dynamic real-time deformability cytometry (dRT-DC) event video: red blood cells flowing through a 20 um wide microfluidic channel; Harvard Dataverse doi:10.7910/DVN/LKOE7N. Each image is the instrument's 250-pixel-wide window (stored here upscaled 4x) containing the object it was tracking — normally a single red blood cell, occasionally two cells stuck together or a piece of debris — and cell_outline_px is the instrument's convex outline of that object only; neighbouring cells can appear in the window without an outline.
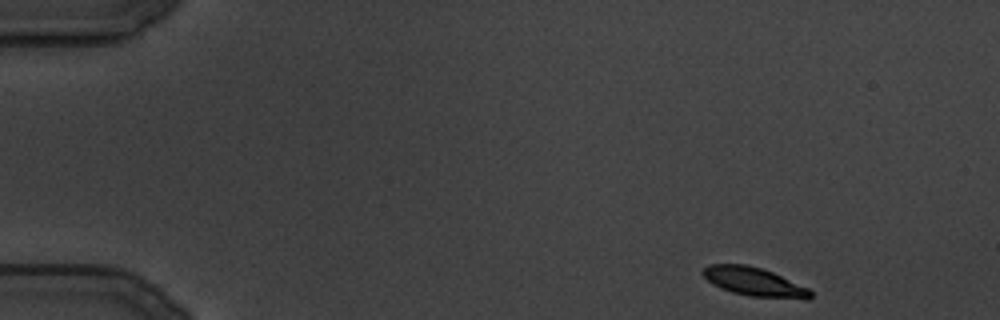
{"species": "common noctule bat (a hibernating species)", "species_latin": "Nyctalus noctula", "temperature_condition": "cold", "stored_images_in_passage": 28, "camera_frame_rate_fps": 3000, "um_per_image_px": 0.085, "animal": {"sex": "male", "body_mass_g": 19.5, "forearm_length_mm": 54.6}, "frame": {"image": 1, "passage_image": 1, "time_ms": 0.0, "image_size_px": [1000, 320], "cell_outline_px": [[812, 296], [808, 300], [804, 300], [748, 296], [732, 292], [720, 288], [712, 284], [700, 272], [708, 264], [748, 264], [772, 272], [808, 288], [812, 292]], "centroid_in_image_um": [64.11, 23.97], "position_along_channel_um": 20.9, "area_um2": 18.15}}
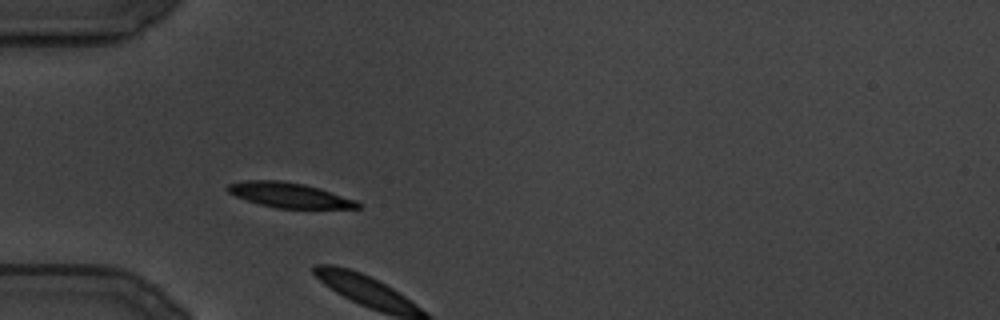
{"frame": {"image": 2, "passage_image": 26, "time_ms": 8.333, "image_size_px": [1000, 320], "cell_outline_px": [[364, 204], [360, 208], [276, 208], [260, 204], [236, 196], [228, 192], [228, 184], [244, 180], [280, 180], [304, 184], [320, 188], [356, 200]], "centroid_in_image_um": [24.63, 16.58], "position_along_channel_um": 60.4, "area_um2": 18.84}}